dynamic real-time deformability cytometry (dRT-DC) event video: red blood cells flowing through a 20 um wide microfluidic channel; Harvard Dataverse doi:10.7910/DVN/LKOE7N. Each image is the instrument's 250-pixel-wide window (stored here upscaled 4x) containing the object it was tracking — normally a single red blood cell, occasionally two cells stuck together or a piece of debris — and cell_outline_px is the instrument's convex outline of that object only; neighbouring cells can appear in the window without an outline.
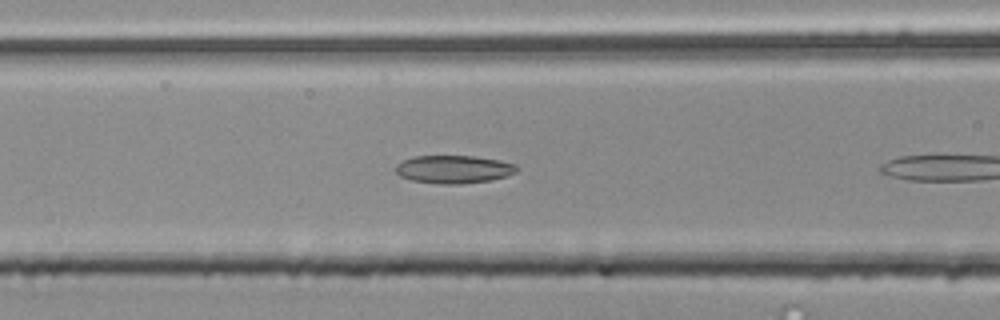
{"species": "common noctule bat (a hibernating species)", "species_latin": "Nyctalus noctula", "temperature_condition": "room temperature", "stored_images_in_passage": 8, "camera_frame_rate_fps": 3000, "um_per_image_px": 0.085, "animal": {"sex": "male", "body_mass_g": 20.4}, "frame": {"image": 1, "passage_image": 7, "time_ms": 2.0, "image_size_px": [1000, 320], "cell_outline_px": [[520, 168], [516, 172], [508, 176], [492, 180], [460, 184], [440, 184], [412, 180], [400, 176], [396, 172], [396, 164], [412, 156], [476, 156], [500, 160], [516, 164]], "centroid_in_image_um": [38.61, 14.39], "position_along_channel_um": 128.0, "area_um2": 19.94}}